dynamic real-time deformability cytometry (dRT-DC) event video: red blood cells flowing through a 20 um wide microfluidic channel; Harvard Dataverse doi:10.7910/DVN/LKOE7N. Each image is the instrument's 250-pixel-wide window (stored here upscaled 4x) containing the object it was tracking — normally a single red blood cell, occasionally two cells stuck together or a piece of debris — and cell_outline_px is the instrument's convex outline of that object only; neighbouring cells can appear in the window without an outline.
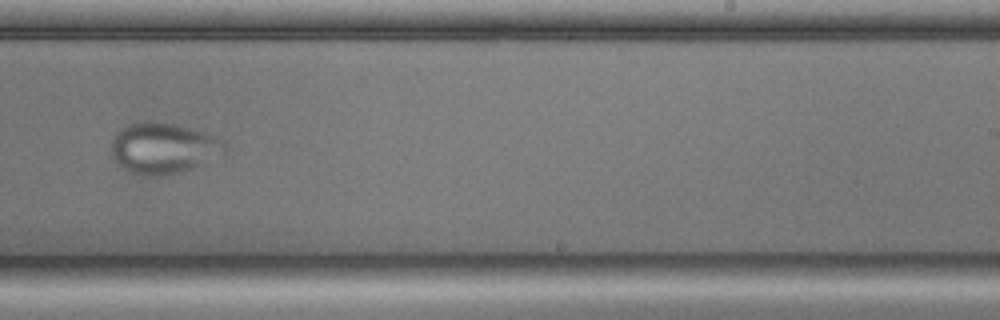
{"species": "common noctule bat (a hibernating species)", "species_latin": "Nyctalus noctula", "temperature_condition": "cold", "stored_images_in_passage": 49, "camera_frame_rate_fps": 3000, "um_per_image_px": 0.085, "animal": {"sex": "male", "body_mass_g": 17.9, "forearm_length_mm": 54.2}, "frame": {"image": 1, "passage_image": 33, "time_ms": 10.667, "image_size_px": [1000, 320], "cell_outline_px": [[228, 148], [192, 168], [180, 172], [160, 176], [144, 176], [132, 172], [124, 168], [112, 156], [112, 140], [116, 132], [120, 128], [132, 124], [172, 124], [204, 132], [216, 136], [224, 140], [228, 144]], "centroid_in_image_um": [13.88, 12.62], "position_along_channel_um": 275.1, "area_um2": 32.54}}
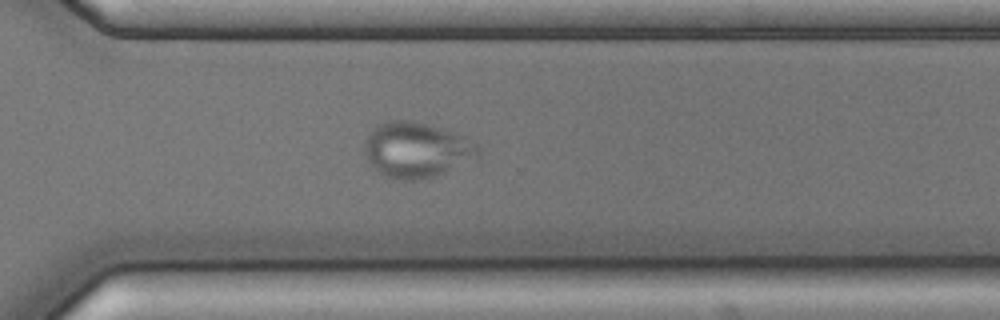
{"frame": {"image": 2, "passage_image": 38, "time_ms": 12.333, "image_size_px": [1000, 320], "cell_outline_px": [[480, 156], [476, 160], [432, 176], [412, 180], [400, 180], [388, 176], [380, 172], [368, 160], [364, 148], [364, 140], [380, 124], [388, 120], [412, 120], [428, 124], [464, 136], [480, 144]], "centroid_in_image_um": [35.47, 12.72], "position_along_channel_um": 335.1, "area_um2": 36.41}}
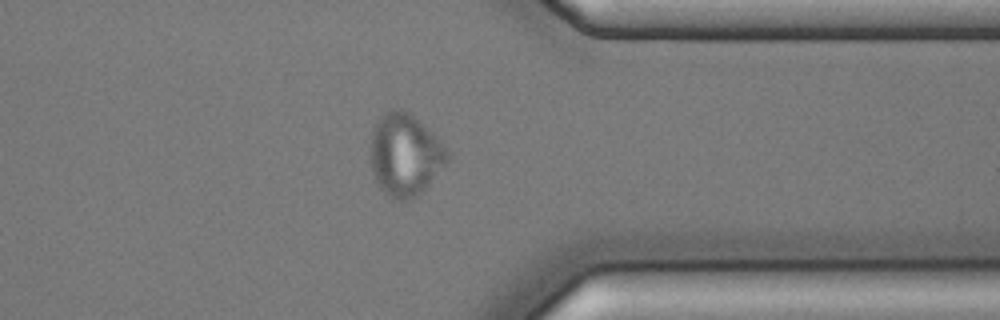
{"frame": {"image": 3, "passage_image": 42, "time_ms": 13.667, "image_size_px": [1000, 320], "cell_outline_px": [[452, 156], [428, 184], [416, 196], [408, 200], [392, 200], [380, 188], [372, 176], [372, 128], [380, 116], [384, 112], [392, 108], [404, 108], [420, 120], [452, 152]], "centroid_in_image_um": [34.44, 13.12], "position_along_channel_um": 377.0, "area_um2": 37.17}}